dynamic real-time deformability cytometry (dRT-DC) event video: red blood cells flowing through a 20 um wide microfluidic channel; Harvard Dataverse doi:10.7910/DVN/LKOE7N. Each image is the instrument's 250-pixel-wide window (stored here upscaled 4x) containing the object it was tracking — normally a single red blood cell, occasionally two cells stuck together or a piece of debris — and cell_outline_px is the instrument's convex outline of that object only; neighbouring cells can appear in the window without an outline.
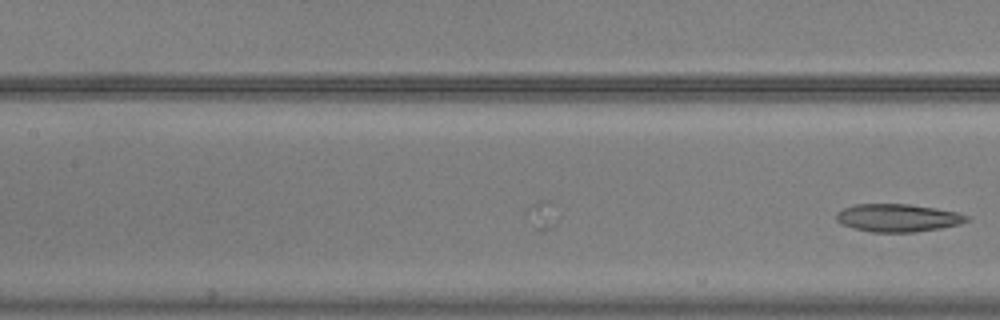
{"species": "common noctule bat (a hibernating species)", "species_latin": "Nyctalus noctula", "temperature_condition": "warm", "stored_images_in_passage": 7, "camera_frame_rate_fps": 3000, "um_per_image_px": 0.085, "animal": {"sex": "male", "body_mass_g": 20.5, "forearm_length_mm": 52.5}, "frame": {"image": 1, "passage_image": 7, "time_ms": 2.0, "image_size_px": [1000, 320], "cell_outline_px": [[968, 220], [960, 224], [940, 228], [912, 232], [872, 232], [852, 228], [836, 220], [836, 212], [844, 208], [856, 204], [908, 204], [936, 208], [956, 212], [968, 216]], "centroid_in_image_um": [76.29, 18.51], "position_along_channel_um": 131.1, "area_um2": 20.98}}